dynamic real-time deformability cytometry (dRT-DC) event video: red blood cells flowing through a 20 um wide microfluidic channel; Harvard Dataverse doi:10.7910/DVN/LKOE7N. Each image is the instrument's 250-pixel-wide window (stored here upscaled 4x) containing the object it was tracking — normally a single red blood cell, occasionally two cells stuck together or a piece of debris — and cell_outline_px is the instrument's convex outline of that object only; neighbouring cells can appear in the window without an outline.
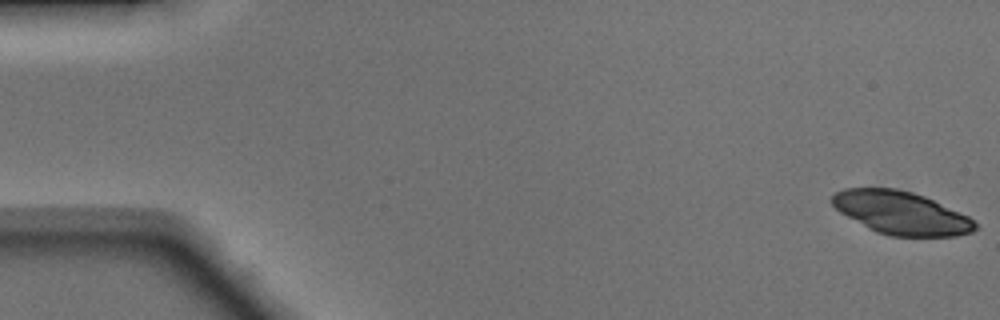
{"species": "Egyptian fruit bat (a non-hibernating species)", "species_latin": "Rousettus aegyptiacus", "temperature_condition": "warm", "stored_images_in_passage": 48, "camera_frame_rate_fps": 3000, "um_per_image_px": 0.085, "animal": {"sex": "male"}, "frame": {"image": 1, "passage_image": 1, "time_ms": 0.0, "image_size_px": [1000, 320], "cell_outline_px": [[976, 228], [972, 232], [956, 236], [888, 236], [876, 232], [868, 228], [840, 212], [832, 204], [832, 196], [836, 192], [844, 188], [896, 188], [912, 192], [924, 196], [968, 216], [976, 224]], "centroid_in_image_um": [76.58, 18.1], "position_along_channel_um": 8.4, "area_um2": 35.55}}
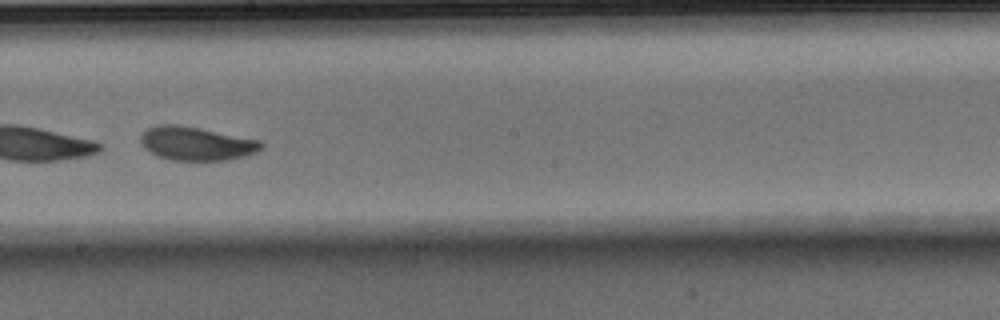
{"frame": {"image": 2, "passage_image": 28, "time_ms": 9.0, "image_size_px": [1000, 320], "cell_outline_px": [[264, 148], [248, 156], [228, 160], [168, 160], [156, 156], [148, 152], [140, 144], [140, 136], [148, 128], [156, 124], [176, 124], [200, 128], [260, 140], [264, 144]], "centroid_in_image_um": [16.68, 12.21], "position_along_channel_um": 231.5, "area_um2": 24.04}}
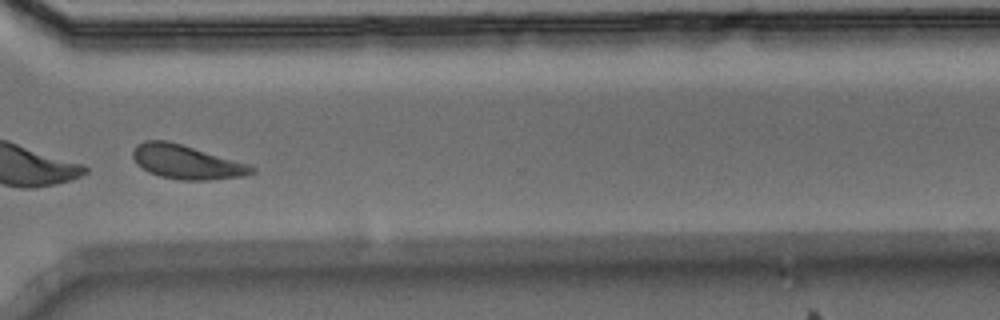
{"frame": {"image": 3, "passage_image": 37, "time_ms": 12.0, "image_size_px": [1000, 320], "cell_outline_px": [[256, 172], [244, 176], [208, 180], [180, 180], [160, 176], [148, 172], [136, 164], [132, 156], [132, 152], [136, 144], [144, 140], [168, 140], [252, 164], [256, 168]], "centroid_in_image_um": [15.87, 13.76], "position_along_channel_um": 354.7, "area_um2": 23.99}}